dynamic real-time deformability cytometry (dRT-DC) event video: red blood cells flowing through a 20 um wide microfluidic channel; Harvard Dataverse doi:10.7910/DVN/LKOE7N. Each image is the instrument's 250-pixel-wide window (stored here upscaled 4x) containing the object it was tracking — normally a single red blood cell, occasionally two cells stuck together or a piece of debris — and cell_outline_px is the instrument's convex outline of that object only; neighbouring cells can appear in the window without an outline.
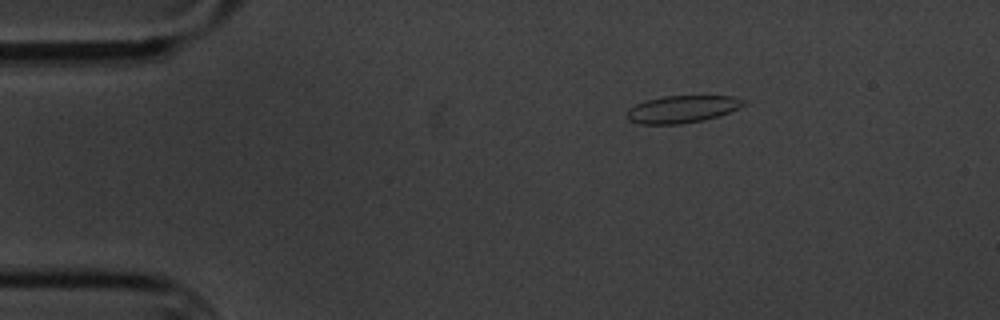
{"species": "common noctule bat (a hibernating species)", "species_latin": "Nyctalus noctula", "temperature_condition": "cold", "stored_images_in_passage": 5, "camera_frame_rate_fps": 3000, "um_per_image_px": 0.085, "animal": {"sex": "male", "body_mass_g": 20.1, "forearm_length_mm": 53.5}, "frame": {"image": 1, "passage_image": 3, "time_ms": 2.667, "image_size_px": [1000, 320], "cell_outline_px": [[748, 104], [728, 112], [704, 120], [680, 124], [640, 124], [628, 120], [624, 116], [628, 108], [636, 104], [648, 100], [664, 96], [732, 96], [744, 100]], "centroid_in_image_um": [57.94, 9.28], "position_along_channel_um": 27.1, "area_um2": 18.55}}